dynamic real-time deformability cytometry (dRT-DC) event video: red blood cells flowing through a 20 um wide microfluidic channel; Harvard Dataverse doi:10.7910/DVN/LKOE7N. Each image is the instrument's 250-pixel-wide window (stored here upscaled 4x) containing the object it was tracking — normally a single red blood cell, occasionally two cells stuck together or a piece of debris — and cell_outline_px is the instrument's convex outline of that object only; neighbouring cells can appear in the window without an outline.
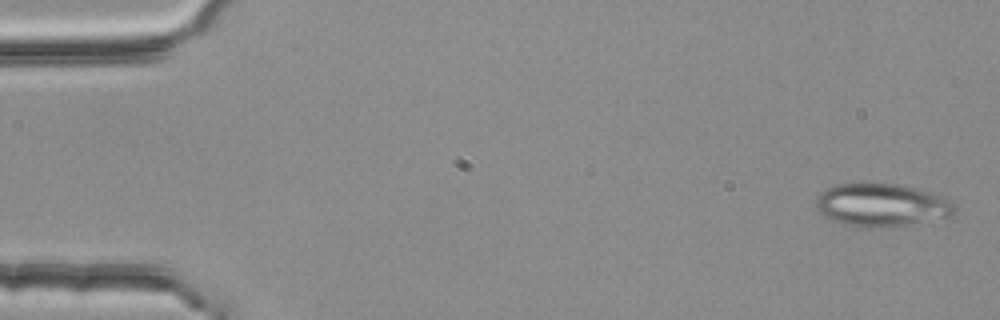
{"species": "common noctule bat (a hibernating species)", "species_latin": "Nyctalus noctula", "temperature_condition": "room temperature", "stored_images_in_passage": 4, "camera_frame_rate_fps": 3000, "um_per_image_px": 0.085, "animal": {"sex": "female", "body_mass_g": 25.1}, "frame": {"image": 1, "passage_image": 1, "time_ms": 0.0, "image_size_px": [1000, 320], "cell_outline_px": [[956, 212], [952, 216], [892, 228], [868, 228], [844, 224], [832, 220], [820, 212], [816, 208], [816, 196], [828, 188], [836, 184], [852, 180], [864, 180], [896, 184], [928, 192], [940, 196], [956, 204]], "centroid_in_image_um": [74.9, 17.4], "position_along_channel_um": 10.1, "area_um2": 35.66}}
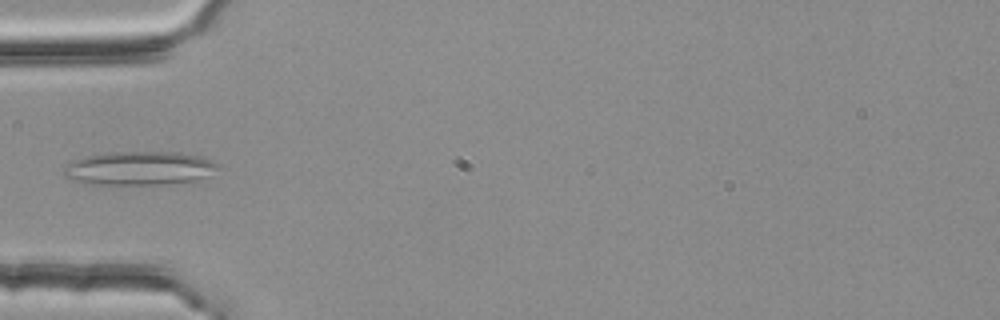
{"frame": {"image": 2, "passage_image": 4, "time_ms": 1.0, "image_size_px": [1000, 320], "cell_outline_px": [[220, 168], [208, 176], [196, 180], [168, 184], [80, 184], [64, 176], [64, 168], [68, 164], [84, 156], [108, 152], [172, 152], [200, 156], [220, 164]], "centroid_in_image_um": [11.84, 14.31], "position_along_channel_um": 73.2, "area_um2": 30.4}}